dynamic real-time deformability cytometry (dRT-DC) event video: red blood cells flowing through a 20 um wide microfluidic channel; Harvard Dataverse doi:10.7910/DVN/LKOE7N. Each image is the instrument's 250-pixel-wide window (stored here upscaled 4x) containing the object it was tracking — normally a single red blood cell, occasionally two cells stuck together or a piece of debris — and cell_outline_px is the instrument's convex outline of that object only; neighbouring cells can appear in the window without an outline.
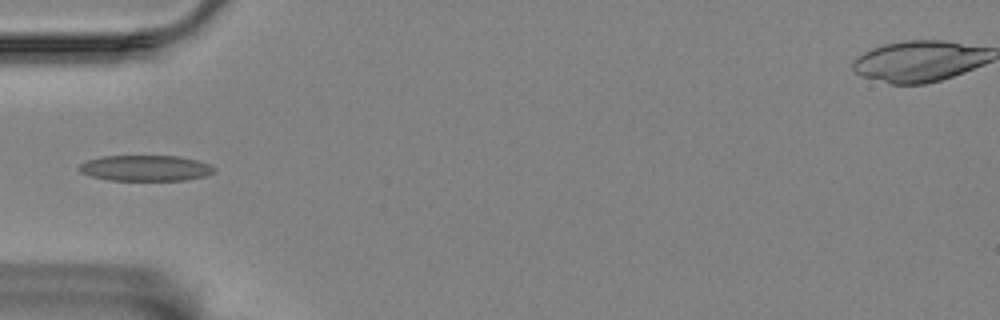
{"species": "Egyptian fruit bat (a non-hibernating species)", "species_latin": "Rousettus aegyptiacus", "temperature_condition": "room temperature", "stored_images_in_passage": 32, "camera_frame_rate_fps": 3000, "um_per_image_px": 0.085, "animal": {"sex": "female"}, "frame": {"image": 1, "passage_image": 1, "time_ms": 0.0, "image_size_px": [1000, 320], "cell_outline_px": [[216, 172], [204, 176], [184, 180], [108, 180], [92, 176], [80, 172], [76, 168], [80, 164], [88, 160], [104, 156], [176, 156], [196, 160], [208, 164], [216, 168]], "centroid_in_image_um": [12.36, 14.29], "position_along_channel_um": 72.6, "area_um2": 20.17}}
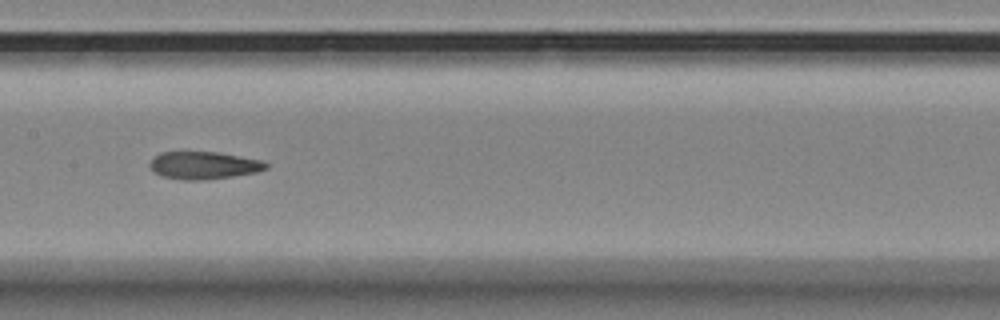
{"frame": {"image": 2, "passage_image": 11, "time_ms": 3.333, "image_size_px": [1000, 320], "cell_outline_px": [[268, 168], [256, 172], [232, 176], [204, 180], [180, 180], [160, 176], [148, 164], [152, 156], [160, 152], [220, 152], [260, 160], [268, 164]], "centroid_in_image_um": [17.27, 14.05], "position_along_channel_um": 190.1, "area_um2": 18.73}}
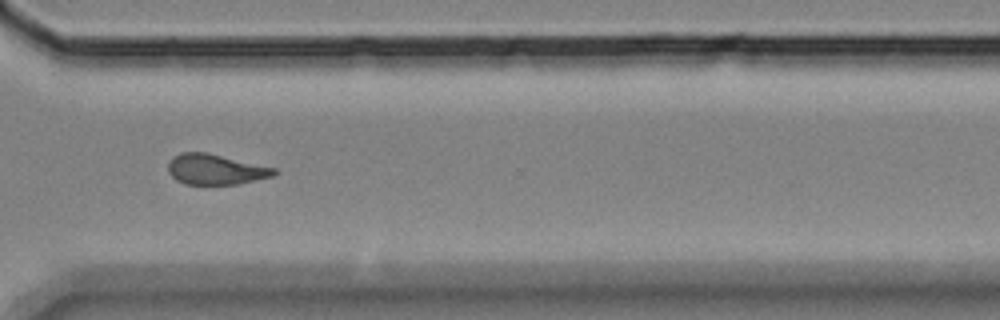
{"frame": {"image": 3, "passage_image": 25, "time_ms": 8.0, "image_size_px": [1000, 320], "cell_outline_px": [[276, 172], [272, 176], [236, 184], [184, 184], [176, 180], [168, 172], [168, 164], [172, 156], [180, 152], [208, 152], [276, 168]], "centroid_in_image_um": [18.27, 14.38], "position_along_channel_um": 352.3, "area_um2": 18.79}}